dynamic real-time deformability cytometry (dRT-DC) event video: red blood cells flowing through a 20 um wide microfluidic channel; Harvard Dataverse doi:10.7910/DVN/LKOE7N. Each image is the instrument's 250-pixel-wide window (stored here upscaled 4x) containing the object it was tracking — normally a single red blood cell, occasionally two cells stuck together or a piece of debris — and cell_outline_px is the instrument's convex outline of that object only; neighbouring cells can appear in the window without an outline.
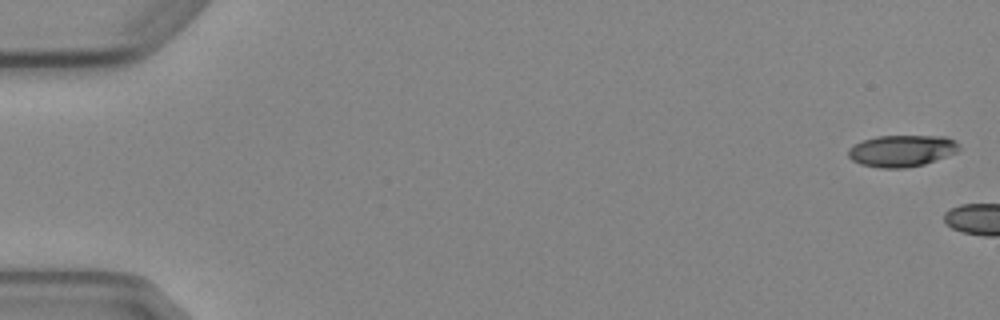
{"species": "Egyptian fruit bat (a non-hibernating species)", "species_latin": "Rousettus aegyptiacus", "temperature_condition": "cold", "stored_images_in_passage": 3, "camera_frame_rate_fps": 3000, "um_per_image_px": 0.085, "animal": {"sex": "female"}, "frame": {"image": 1, "passage_image": 1, "time_ms": 0.0, "image_size_px": [1000, 320], "cell_outline_px": [[960, 148], [956, 152], [924, 164], [904, 168], [880, 168], [860, 164], [852, 160], [848, 156], [848, 148], [864, 140], [876, 136], [944, 136], [956, 140]], "centroid_in_image_um": [76.64, 12.81], "position_along_channel_um": 8.4, "area_um2": 20.35}}